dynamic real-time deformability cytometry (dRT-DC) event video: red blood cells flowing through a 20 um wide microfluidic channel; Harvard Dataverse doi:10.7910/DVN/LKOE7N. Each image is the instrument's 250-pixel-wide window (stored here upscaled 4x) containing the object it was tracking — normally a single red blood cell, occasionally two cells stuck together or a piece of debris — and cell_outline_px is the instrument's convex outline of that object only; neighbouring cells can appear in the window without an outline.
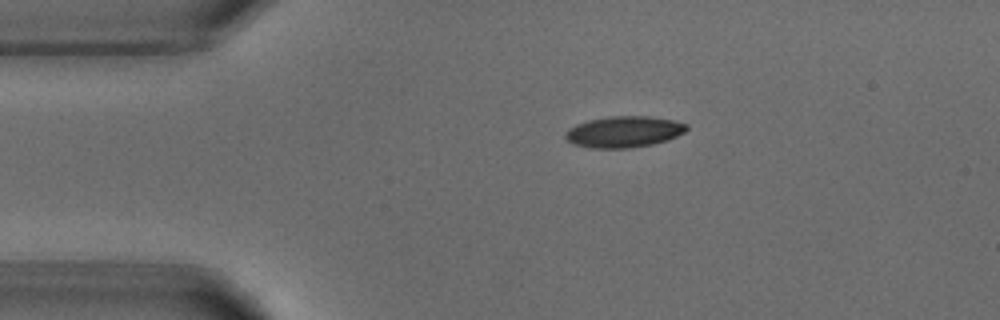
{"species": "common noctule bat (a hibernating species)", "species_latin": "Nyctalus noctula", "temperature_condition": "warm", "stored_images_in_passage": 3, "camera_frame_rate_fps": 3000, "um_per_image_px": 0.085, "animal": {"sex": "male", "body_mass_g": 18.8}, "frame": {"image": 1, "passage_image": 2, "time_ms": 2.333, "image_size_px": [1000, 320], "cell_outline_px": [[688, 128], [684, 132], [668, 140], [652, 144], [632, 148], [588, 148], [572, 144], [564, 136], [564, 132], [568, 128], [576, 124], [588, 120], [608, 116], [648, 116], [672, 120], [688, 124]], "centroid_in_image_um": [52.99, 11.2], "position_along_channel_um": 32.0, "area_um2": 22.25}}